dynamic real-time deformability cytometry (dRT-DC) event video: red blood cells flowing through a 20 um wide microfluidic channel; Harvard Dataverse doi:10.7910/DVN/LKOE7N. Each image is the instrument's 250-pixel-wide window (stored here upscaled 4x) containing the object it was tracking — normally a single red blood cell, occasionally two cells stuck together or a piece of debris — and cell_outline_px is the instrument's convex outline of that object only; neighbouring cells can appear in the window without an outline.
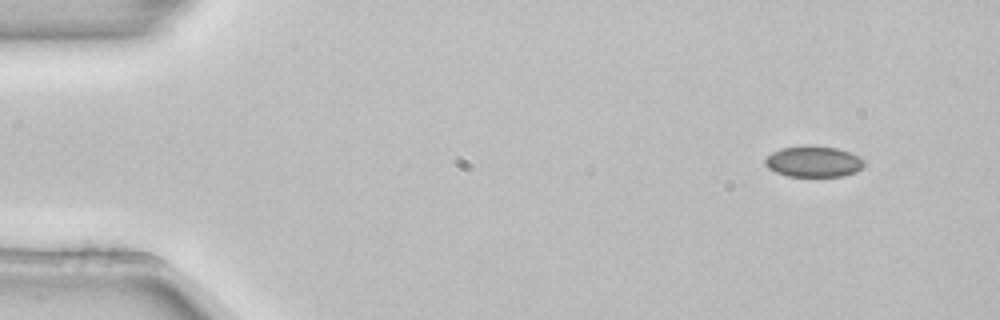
{"species": "common noctule bat (a hibernating species)", "species_latin": "Nyctalus noctula", "temperature_condition": "room temperature", "stored_images_in_passage": 6, "camera_frame_rate_fps": 3000, "um_per_image_px": 0.085, "animal": {"sex": "female", "body_mass_g": 22.7, "forearm_length_mm": 54.2}, "frame": {"image": 1, "passage_image": 1, "time_ms": 0.0, "image_size_px": [1000, 320], "cell_outline_px": [[864, 164], [856, 172], [844, 176], [788, 176], [776, 172], [768, 168], [764, 164], [764, 160], [772, 152], [780, 148], [804, 144], [836, 148], [860, 156], [864, 160]], "centroid_in_image_um": [69.13, 13.72], "position_along_channel_um": 15.9, "area_um2": 18.03}}
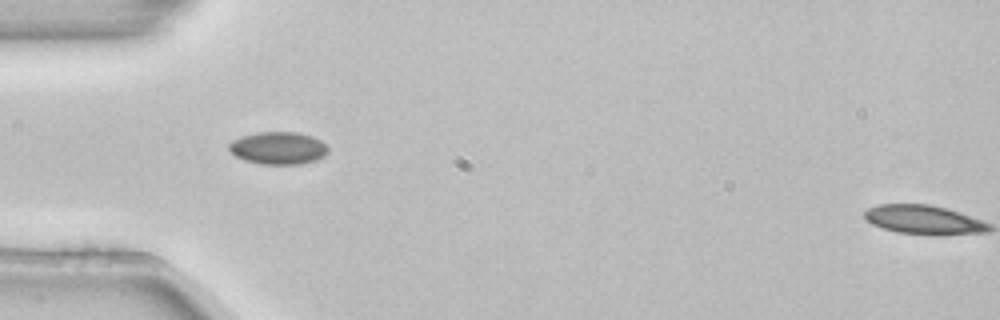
{"frame": {"image": 2, "passage_image": 4, "time_ms": 1.0, "image_size_px": [1000, 320], "cell_outline_px": [[328, 152], [324, 156], [316, 160], [300, 164], [260, 164], [244, 160], [236, 156], [228, 148], [228, 144], [232, 140], [240, 136], [256, 132], [296, 132], [312, 136], [320, 140], [328, 148]], "centroid_in_image_um": [23.63, 12.58], "position_along_channel_um": 61.4, "area_um2": 18.84}}